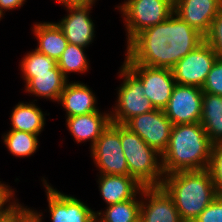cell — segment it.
Wrapping results in <instances>:
<instances>
[{"instance_id": "cell-23", "label": "cell", "mask_w": 222, "mask_h": 222, "mask_svg": "<svg viewBox=\"0 0 222 222\" xmlns=\"http://www.w3.org/2000/svg\"><path fill=\"white\" fill-rule=\"evenodd\" d=\"M140 205L141 191L131 200L106 206L103 211H95L96 219L100 222H139Z\"/></svg>"}, {"instance_id": "cell-6", "label": "cell", "mask_w": 222, "mask_h": 222, "mask_svg": "<svg viewBox=\"0 0 222 222\" xmlns=\"http://www.w3.org/2000/svg\"><path fill=\"white\" fill-rule=\"evenodd\" d=\"M117 73L123 81L115 89L118 95L113 110L110 108V115L111 122L124 125L132 117L148 113L155 108L145 97L141 80L124 63Z\"/></svg>"}, {"instance_id": "cell-29", "label": "cell", "mask_w": 222, "mask_h": 222, "mask_svg": "<svg viewBox=\"0 0 222 222\" xmlns=\"http://www.w3.org/2000/svg\"><path fill=\"white\" fill-rule=\"evenodd\" d=\"M205 41L214 49L217 57L222 58V8L214 18Z\"/></svg>"}, {"instance_id": "cell-8", "label": "cell", "mask_w": 222, "mask_h": 222, "mask_svg": "<svg viewBox=\"0 0 222 222\" xmlns=\"http://www.w3.org/2000/svg\"><path fill=\"white\" fill-rule=\"evenodd\" d=\"M216 59L214 49L204 40L171 69L176 84L202 88Z\"/></svg>"}, {"instance_id": "cell-10", "label": "cell", "mask_w": 222, "mask_h": 222, "mask_svg": "<svg viewBox=\"0 0 222 222\" xmlns=\"http://www.w3.org/2000/svg\"><path fill=\"white\" fill-rule=\"evenodd\" d=\"M41 179L45 187L51 222H93L96 219L95 211L86 203L57 190L44 177Z\"/></svg>"}, {"instance_id": "cell-31", "label": "cell", "mask_w": 222, "mask_h": 222, "mask_svg": "<svg viewBox=\"0 0 222 222\" xmlns=\"http://www.w3.org/2000/svg\"><path fill=\"white\" fill-rule=\"evenodd\" d=\"M193 222H222V197H216Z\"/></svg>"}, {"instance_id": "cell-25", "label": "cell", "mask_w": 222, "mask_h": 222, "mask_svg": "<svg viewBox=\"0 0 222 222\" xmlns=\"http://www.w3.org/2000/svg\"><path fill=\"white\" fill-rule=\"evenodd\" d=\"M86 48L68 43L57 61L58 67L64 77L69 81L70 73L83 74L90 68V60L85 53Z\"/></svg>"}, {"instance_id": "cell-19", "label": "cell", "mask_w": 222, "mask_h": 222, "mask_svg": "<svg viewBox=\"0 0 222 222\" xmlns=\"http://www.w3.org/2000/svg\"><path fill=\"white\" fill-rule=\"evenodd\" d=\"M100 196L106 206L133 199L143 188L129 175L97 174Z\"/></svg>"}, {"instance_id": "cell-14", "label": "cell", "mask_w": 222, "mask_h": 222, "mask_svg": "<svg viewBox=\"0 0 222 222\" xmlns=\"http://www.w3.org/2000/svg\"><path fill=\"white\" fill-rule=\"evenodd\" d=\"M139 222H183L173 199L161 187H143Z\"/></svg>"}, {"instance_id": "cell-2", "label": "cell", "mask_w": 222, "mask_h": 222, "mask_svg": "<svg viewBox=\"0 0 222 222\" xmlns=\"http://www.w3.org/2000/svg\"><path fill=\"white\" fill-rule=\"evenodd\" d=\"M212 147L201 123L173 125L168 147L162 153L164 174L208 169Z\"/></svg>"}, {"instance_id": "cell-34", "label": "cell", "mask_w": 222, "mask_h": 222, "mask_svg": "<svg viewBox=\"0 0 222 222\" xmlns=\"http://www.w3.org/2000/svg\"><path fill=\"white\" fill-rule=\"evenodd\" d=\"M57 3L63 7H78V6H89L94 5L97 0H56Z\"/></svg>"}, {"instance_id": "cell-33", "label": "cell", "mask_w": 222, "mask_h": 222, "mask_svg": "<svg viewBox=\"0 0 222 222\" xmlns=\"http://www.w3.org/2000/svg\"><path fill=\"white\" fill-rule=\"evenodd\" d=\"M26 0H0V17L4 18L6 11L23 7Z\"/></svg>"}, {"instance_id": "cell-21", "label": "cell", "mask_w": 222, "mask_h": 222, "mask_svg": "<svg viewBox=\"0 0 222 222\" xmlns=\"http://www.w3.org/2000/svg\"><path fill=\"white\" fill-rule=\"evenodd\" d=\"M38 101L24 102L20 101L16 104L10 115V130H18L40 135L46 124V115L41 108L35 103Z\"/></svg>"}, {"instance_id": "cell-18", "label": "cell", "mask_w": 222, "mask_h": 222, "mask_svg": "<svg viewBox=\"0 0 222 222\" xmlns=\"http://www.w3.org/2000/svg\"><path fill=\"white\" fill-rule=\"evenodd\" d=\"M24 91L34 97L59 102L61 92L68 80L60 69H51V73H21Z\"/></svg>"}, {"instance_id": "cell-7", "label": "cell", "mask_w": 222, "mask_h": 222, "mask_svg": "<svg viewBox=\"0 0 222 222\" xmlns=\"http://www.w3.org/2000/svg\"><path fill=\"white\" fill-rule=\"evenodd\" d=\"M89 151L99 174L129 175L120 141V124L111 122Z\"/></svg>"}, {"instance_id": "cell-3", "label": "cell", "mask_w": 222, "mask_h": 222, "mask_svg": "<svg viewBox=\"0 0 222 222\" xmlns=\"http://www.w3.org/2000/svg\"><path fill=\"white\" fill-rule=\"evenodd\" d=\"M161 187L173 199L183 222H193L217 197L208 169L165 174Z\"/></svg>"}, {"instance_id": "cell-20", "label": "cell", "mask_w": 222, "mask_h": 222, "mask_svg": "<svg viewBox=\"0 0 222 222\" xmlns=\"http://www.w3.org/2000/svg\"><path fill=\"white\" fill-rule=\"evenodd\" d=\"M32 32L36 38V50L58 61L68 44L64 33L55 22H35Z\"/></svg>"}, {"instance_id": "cell-4", "label": "cell", "mask_w": 222, "mask_h": 222, "mask_svg": "<svg viewBox=\"0 0 222 222\" xmlns=\"http://www.w3.org/2000/svg\"><path fill=\"white\" fill-rule=\"evenodd\" d=\"M120 141L129 176L143 187H159L164 179L162 154L150 147L136 133L120 125Z\"/></svg>"}, {"instance_id": "cell-24", "label": "cell", "mask_w": 222, "mask_h": 222, "mask_svg": "<svg viewBox=\"0 0 222 222\" xmlns=\"http://www.w3.org/2000/svg\"><path fill=\"white\" fill-rule=\"evenodd\" d=\"M39 135L29 132L9 130L3 133L2 140L7 150L15 157H30L40 146Z\"/></svg>"}, {"instance_id": "cell-17", "label": "cell", "mask_w": 222, "mask_h": 222, "mask_svg": "<svg viewBox=\"0 0 222 222\" xmlns=\"http://www.w3.org/2000/svg\"><path fill=\"white\" fill-rule=\"evenodd\" d=\"M93 90L81 81H68L61 92L58 104L66 111L65 118L96 112L98 99Z\"/></svg>"}, {"instance_id": "cell-15", "label": "cell", "mask_w": 222, "mask_h": 222, "mask_svg": "<svg viewBox=\"0 0 222 222\" xmlns=\"http://www.w3.org/2000/svg\"><path fill=\"white\" fill-rule=\"evenodd\" d=\"M222 8L219 0H174V13L204 37Z\"/></svg>"}, {"instance_id": "cell-26", "label": "cell", "mask_w": 222, "mask_h": 222, "mask_svg": "<svg viewBox=\"0 0 222 222\" xmlns=\"http://www.w3.org/2000/svg\"><path fill=\"white\" fill-rule=\"evenodd\" d=\"M20 61L21 73H51V69H59L57 61L36 49L27 52Z\"/></svg>"}, {"instance_id": "cell-9", "label": "cell", "mask_w": 222, "mask_h": 222, "mask_svg": "<svg viewBox=\"0 0 222 222\" xmlns=\"http://www.w3.org/2000/svg\"><path fill=\"white\" fill-rule=\"evenodd\" d=\"M124 126L162 154L168 147L173 124L162 109H154L132 117Z\"/></svg>"}, {"instance_id": "cell-22", "label": "cell", "mask_w": 222, "mask_h": 222, "mask_svg": "<svg viewBox=\"0 0 222 222\" xmlns=\"http://www.w3.org/2000/svg\"><path fill=\"white\" fill-rule=\"evenodd\" d=\"M200 123L213 145L222 144V96L203 93Z\"/></svg>"}, {"instance_id": "cell-12", "label": "cell", "mask_w": 222, "mask_h": 222, "mask_svg": "<svg viewBox=\"0 0 222 222\" xmlns=\"http://www.w3.org/2000/svg\"><path fill=\"white\" fill-rule=\"evenodd\" d=\"M202 98L201 88L176 84L163 111L173 125L200 123Z\"/></svg>"}, {"instance_id": "cell-13", "label": "cell", "mask_w": 222, "mask_h": 222, "mask_svg": "<svg viewBox=\"0 0 222 222\" xmlns=\"http://www.w3.org/2000/svg\"><path fill=\"white\" fill-rule=\"evenodd\" d=\"M94 5L65 8L66 14L55 22L62 30L68 43L89 47L95 38V23L89 16Z\"/></svg>"}, {"instance_id": "cell-35", "label": "cell", "mask_w": 222, "mask_h": 222, "mask_svg": "<svg viewBox=\"0 0 222 222\" xmlns=\"http://www.w3.org/2000/svg\"><path fill=\"white\" fill-rule=\"evenodd\" d=\"M31 210H32V214L24 222H43L44 214L35 209H31Z\"/></svg>"}, {"instance_id": "cell-5", "label": "cell", "mask_w": 222, "mask_h": 222, "mask_svg": "<svg viewBox=\"0 0 222 222\" xmlns=\"http://www.w3.org/2000/svg\"><path fill=\"white\" fill-rule=\"evenodd\" d=\"M118 5L124 19L126 45L144 29L164 22L174 12V0H124Z\"/></svg>"}, {"instance_id": "cell-27", "label": "cell", "mask_w": 222, "mask_h": 222, "mask_svg": "<svg viewBox=\"0 0 222 222\" xmlns=\"http://www.w3.org/2000/svg\"><path fill=\"white\" fill-rule=\"evenodd\" d=\"M208 170L215 185L216 195L222 197V144L213 145Z\"/></svg>"}, {"instance_id": "cell-1", "label": "cell", "mask_w": 222, "mask_h": 222, "mask_svg": "<svg viewBox=\"0 0 222 222\" xmlns=\"http://www.w3.org/2000/svg\"><path fill=\"white\" fill-rule=\"evenodd\" d=\"M205 37L174 12L162 23L144 29L127 45L124 64L172 69Z\"/></svg>"}, {"instance_id": "cell-32", "label": "cell", "mask_w": 222, "mask_h": 222, "mask_svg": "<svg viewBox=\"0 0 222 222\" xmlns=\"http://www.w3.org/2000/svg\"><path fill=\"white\" fill-rule=\"evenodd\" d=\"M15 193L9 184L0 181V216L18 200Z\"/></svg>"}, {"instance_id": "cell-11", "label": "cell", "mask_w": 222, "mask_h": 222, "mask_svg": "<svg viewBox=\"0 0 222 222\" xmlns=\"http://www.w3.org/2000/svg\"><path fill=\"white\" fill-rule=\"evenodd\" d=\"M125 65L141 80L144 95L154 108L164 110L176 85L172 70L140 64Z\"/></svg>"}, {"instance_id": "cell-16", "label": "cell", "mask_w": 222, "mask_h": 222, "mask_svg": "<svg viewBox=\"0 0 222 222\" xmlns=\"http://www.w3.org/2000/svg\"><path fill=\"white\" fill-rule=\"evenodd\" d=\"M66 127L71 133L77 144L84 142H91V148L97 139L101 136L102 132L111 123L110 111L100 110L88 114L66 117Z\"/></svg>"}, {"instance_id": "cell-30", "label": "cell", "mask_w": 222, "mask_h": 222, "mask_svg": "<svg viewBox=\"0 0 222 222\" xmlns=\"http://www.w3.org/2000/svg\"><path fill=\"white\" fill-rule=\"evenodd\" d=\"M31 209L17 200L0 216V222H24L32 214Z\"/></svg>"}, {"instance_id": "cell-28", "label": "cell", "mask_w": 222, "mask_h": 222, "mask_svg": "<svg viewBox=\"0 0 222 222\" xmlns=\"http://www.w3.org/2000/svg\"><path fill=\"white\" fill-rule=\"evenodd\" d=\"M201 89L203 93L222 96V58L217 57Z\"/></svg>"}]
</instances>
